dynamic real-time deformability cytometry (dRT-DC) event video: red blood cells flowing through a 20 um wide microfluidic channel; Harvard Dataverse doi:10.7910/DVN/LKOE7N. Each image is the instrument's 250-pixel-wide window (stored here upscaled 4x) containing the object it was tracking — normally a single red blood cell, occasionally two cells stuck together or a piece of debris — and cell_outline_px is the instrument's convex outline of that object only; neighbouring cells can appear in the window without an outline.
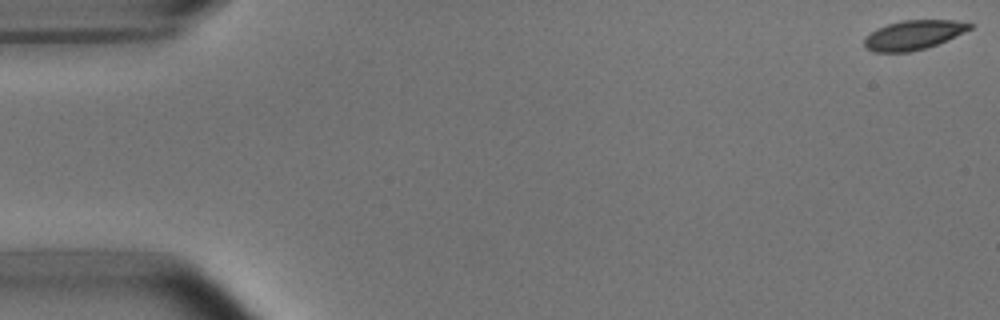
{"species": "common noctule bat (a hibernating species)", "species_latin": "Nyctalus noctula", "temperature_condition": "room temperature", "stored_images_in_passage": 8, "camera_frame_rate_fps": 3000, "um_per_image_px": 0.085, "animal": {"sex": "male", "body_mass_g": 15.6}, "frame": {"image": 1, "passage_image": 1, "time_ms": 0.0, "image_size_px": [1000, 320], "cell_outline_px": [[972, 28], [936, 44], [924, 48], [908, 52], [872, 52], [864, 44], [864, 36], [876, 28], [888, 24], [904, 20], [956, 20], [972, 24]], "centroid_in_image_um": [77.59, 2.96], "position_along_channel_um": 7.4, "area_um2": 17.8}}